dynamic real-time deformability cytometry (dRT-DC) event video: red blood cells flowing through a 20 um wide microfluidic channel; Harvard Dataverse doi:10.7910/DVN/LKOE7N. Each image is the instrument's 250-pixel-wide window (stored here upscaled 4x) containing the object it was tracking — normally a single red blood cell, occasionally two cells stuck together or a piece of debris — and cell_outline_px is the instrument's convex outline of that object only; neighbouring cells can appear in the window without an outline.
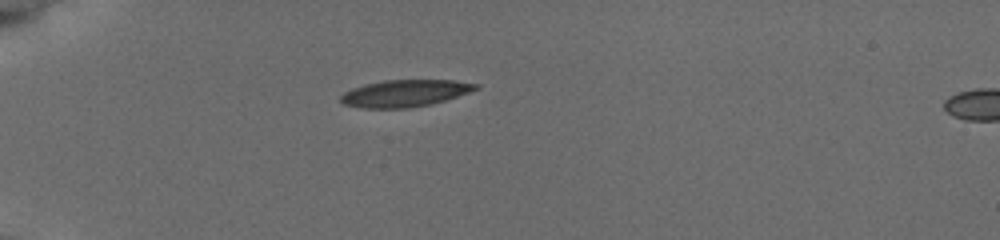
{"species": "common noctule bat (a hibernating species)", "species_latin": "Nyctalus noctula", "temperature_condition": "cold", "stored_images_in_passage": 2, "camera_frame_rate_fps": 3000, "um_per_image_px": 0.085, "animal": {"sex": "female", "body_mass_g": 19.5, "forearm_length_mm": 54.1}, "frame": {"image": 1, "passage_image": 1, "time_ms": 0.0, "image_size_px": [1000, 240], "cell_outline_px": [[480, 88], [432, 104], [408, 108], [360, 108], [344, 104], [340, 100], [340, 96], [344, 92], [352, 88], [364, 84], [384, 80], [456, 80], [480, 84]], "centroid_in_image_um": [34.4, 7.92], "position_along_channel_um": 50.6, "area_um2": 21.27}}